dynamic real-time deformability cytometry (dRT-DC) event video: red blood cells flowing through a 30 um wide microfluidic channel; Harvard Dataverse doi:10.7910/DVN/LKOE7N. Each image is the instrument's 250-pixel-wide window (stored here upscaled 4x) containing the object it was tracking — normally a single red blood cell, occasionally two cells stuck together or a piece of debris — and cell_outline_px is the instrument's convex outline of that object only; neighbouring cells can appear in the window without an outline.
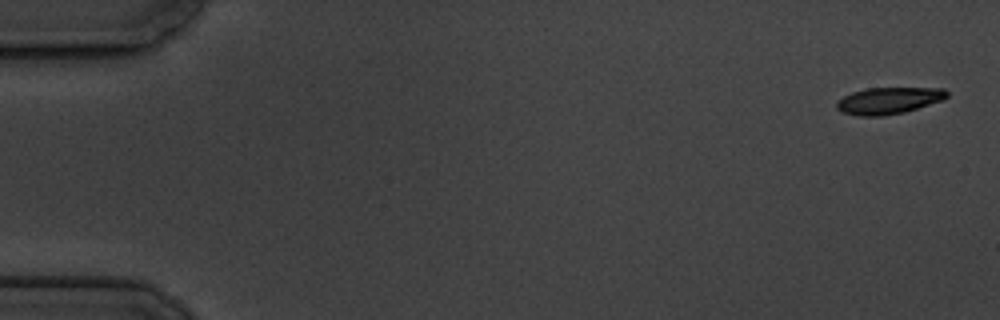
{"species": "common noctule bat (a hibernating species)", "species_latin": "Nyctalus noctula", "temperature_condition": "cold", "stored_images_in_passage": 6, "camera_frame_rate_fps": 3000, "um_per_image_px": 0.085, "animal": {"sex": "male", "body_mass_g": 19.5, "forearm_length_mm": 54.6}, "frame": {"image": 1, "passage_image": 1, "time_ms": 0.0, "image_size_px": [1000, 320], "cell_outline_px": [[948, 96], [944, 100], [904, 112], [884, 116], [856, 116], [840, 112], [836, 108], [836, 100], [852, 92], [868, 88], [944, 88], [948, 92]], "centroid_in_image_um": [75.51, 8.56], "position_along_channel_um": 9.5, "area_um2": 17.34}}
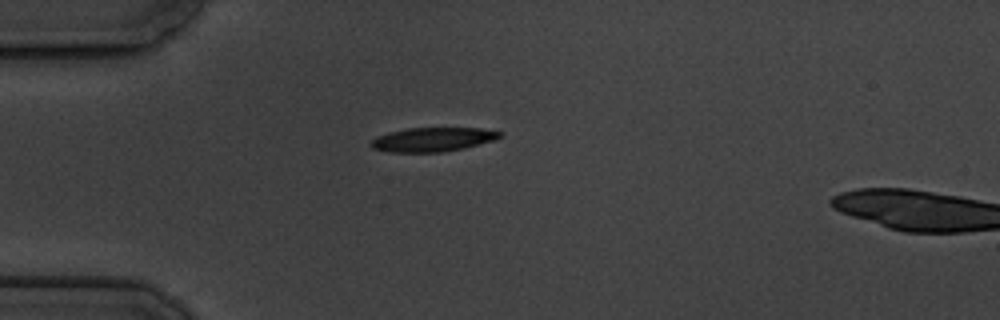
{"frame": {"image": 2, "passage_image": 5, "time_ms": 4.667, "image_size_px": [1000, 320], "cell_outline_px": [[504, 132], [500, 136], [492, 140], [464, 148], [444, 152], [388, 152], [372, 148], [368, 144], [376, 136], [388, 132], [408, 128], [480, 128]], "centroid_in_image_um": [36.72, 11.85], "position_along_channel_um": 48.3, "area_um2": 18.09}}